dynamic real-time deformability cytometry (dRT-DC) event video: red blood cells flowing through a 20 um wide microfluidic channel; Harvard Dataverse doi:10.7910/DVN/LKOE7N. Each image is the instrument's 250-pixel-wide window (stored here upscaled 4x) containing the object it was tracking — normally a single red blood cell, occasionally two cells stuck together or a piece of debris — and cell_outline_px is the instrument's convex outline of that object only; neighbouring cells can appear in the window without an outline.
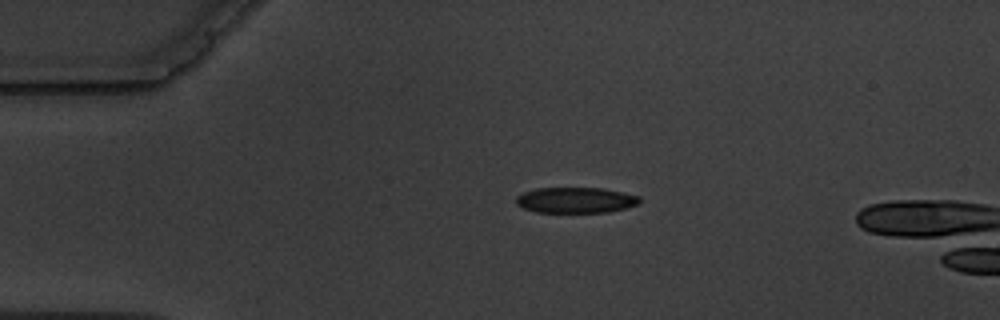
{"species": "common noctule bat (a hibernating species)", "species_latin": "Nyctalus noctula", "temperature_condition": "warm", "stored_images_in_passage": 2, "camera_frame_rate_fps": 3000, "um_per_image_px": 0.085, "animal": {"sex": "male", "body_mass_g": 19.5, "forearm_length_mm": 54.6}, "frame": {"image": 1, "passage_image": 1, "time_ms": 0.0, "image_size_px": [1000, 320], "cell_outline_px": [[640, 204], [608, 212], [536, 212], [524, 208], [516, 204], [516, 196], [524, 192], [536, 188], [604, 188], [640, 196]], "centroid_in_image_um": [48.94, 17.0], "position_along_channel_um": 36.1, "area_um2": 18.5}}